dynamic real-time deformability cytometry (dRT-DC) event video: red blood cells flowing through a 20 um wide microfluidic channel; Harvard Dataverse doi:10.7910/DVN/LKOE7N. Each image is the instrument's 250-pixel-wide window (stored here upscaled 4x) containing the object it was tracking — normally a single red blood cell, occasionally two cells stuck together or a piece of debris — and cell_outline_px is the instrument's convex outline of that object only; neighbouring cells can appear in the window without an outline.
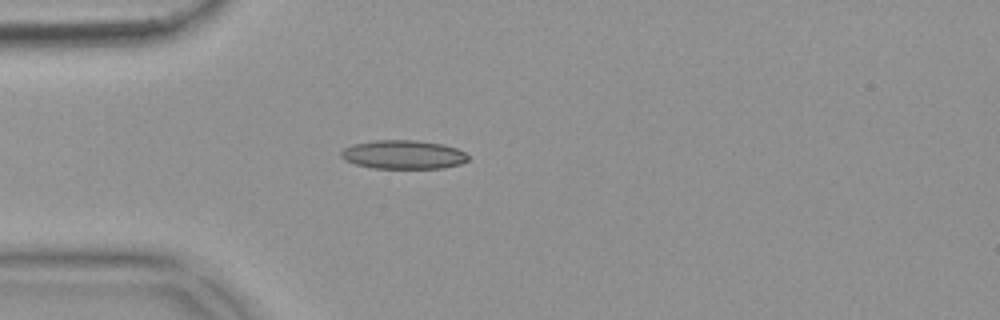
{"species": "common noctule bat (a hibernating species)", "species_latin": "Nyctalus noctula", "temperature_condition": "warm", "stored_images_in_passage": 43, "camera_frame_rate_fps": 3000, "um_per_image_px": 0.085, "animal": {"sex": "female", "body_mass_g": 18.4}, "frame": {"image": 1, "passage_image": 3, "time_ms": 0.667, "image_size_px": [1000, 320], "cell_outline_px": [[468, 160], [460, 164], [444, 168], [372, 168], [356, 164], [344, 160], [340, 156], [340, 152], [344, 148], [352, 144], [372, 140], [416, 140], [444, 144], [456, 148], [464, 152], [468, 156]], "centroid_in_image_um": [34.26, 13.13], "position_along_channel_um": 50.7, "area_um2": 21.44}}
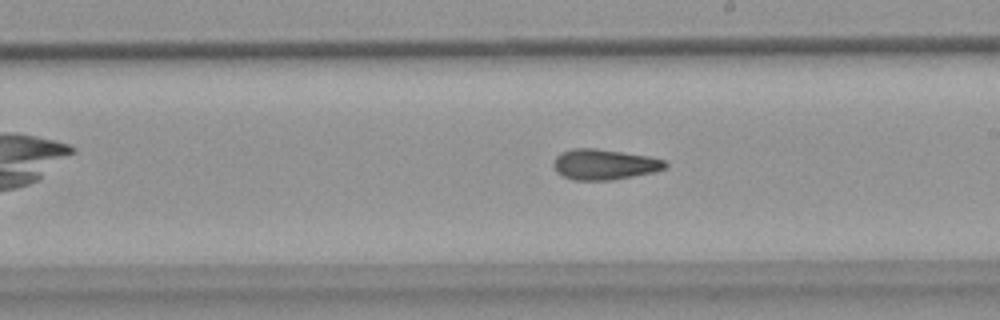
{"frame": {"image": 2, "passage_image": 19, "time_ms": 6.0, "image_size_px": [1000, 320], "cell_outline_px": [[668, 168], [652, 172], [612, 180], [572, 180], [556, 172], [552, 164], [556, 156], [560, 152], [572, 148], [596, 148], [648, 156], [668, 160]], "centroid_in_image_um": [51.37, 13.97], "position_along_channel_um": 237.6, "area_um2": 20.06}}
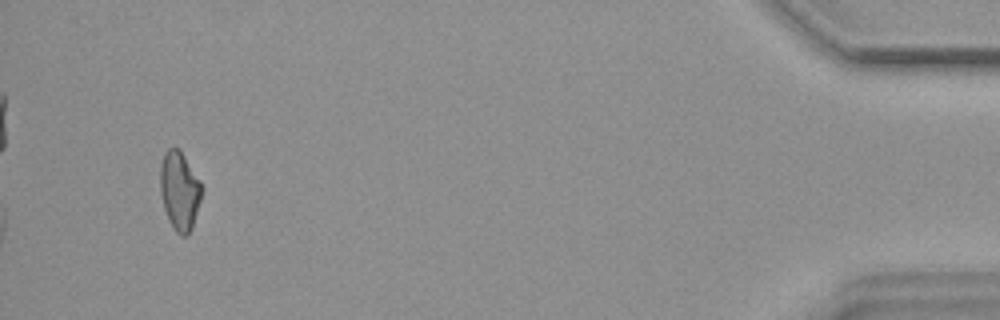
{"frame": {"image": 3, "passage_image": 40, "time_ms": 13.0, "image_size_px": [1000, 320], "cell_outline_px": [[204, 188], [192, 228], [188, 236], [180, 236], [176, 232], [168, 220], [164, 208], [160, 192], [160, 164], [164, 152], [168, 148], [180, 148], [200, 180]], "centroid_in_image_um": [15.27, 16.2], "position_along_channel_um": 419.9, "area_um2": 19.42}, "authors_computed_cell_mechanics": {"area_um2": 19.5942, "velocity_mm_per_s": 3.6993, "shape_relaxation_time_tau1_ms": null, "shape_relaxation_time_tau2_ms": 3.4818, "deformation_change_tau1": null, "deformation_change_tau2": 0.1238}}